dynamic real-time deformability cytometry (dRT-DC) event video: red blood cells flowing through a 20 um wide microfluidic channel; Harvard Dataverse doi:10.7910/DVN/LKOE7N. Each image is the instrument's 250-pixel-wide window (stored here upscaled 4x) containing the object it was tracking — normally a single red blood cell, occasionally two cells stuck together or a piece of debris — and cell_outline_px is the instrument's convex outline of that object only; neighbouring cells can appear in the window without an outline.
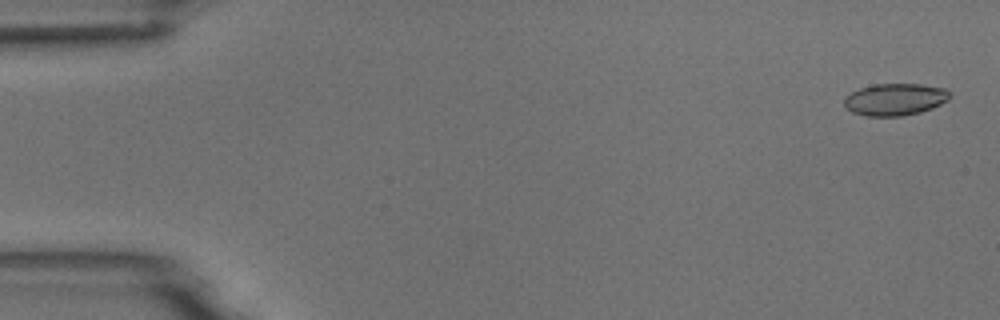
{"species": "common noctule bat (a hibernating species)", "species_latin": "Nyctalus noctula", "temperature_condition": "room temperature", "stored_images_in_passage": 54, "camera_frame_rate_fps": 3000, "um_per_image_px": 0.085, "animal": {"sex": "male", "body_mass_g": 18.8}, "frame": {"image": 1, "passage_image": 2, "time_ms": 0.333, "image_size_px": [1000, 320], "cell_outline_px": [[952, 96], [948, 100], [932, 108], [920, 112], [900, 116], [868, 116], [852, 112], [844, 104], [844, 100], [852, 92], [860, 88], [872, 84], [920, 84], [944, 88]], "centroid_in_image_um": [76.09, 8.45], "position_along_channel_um": 8.9, "area_um2": 19.54}}
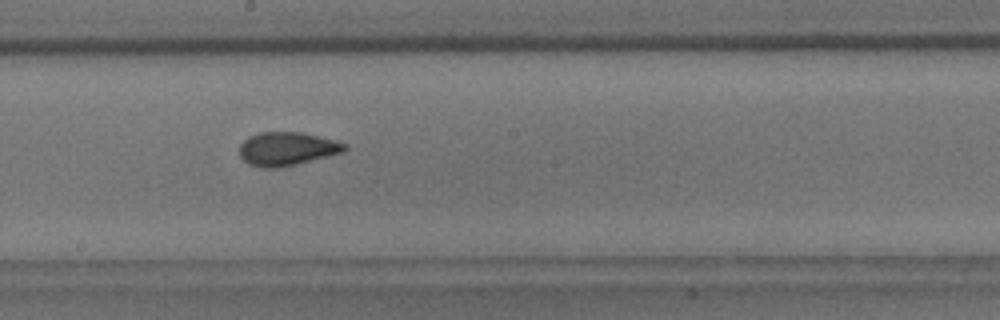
{"frame": {"image": 2, "passage_image": 30, "time_ms": 9.667, "image_size_px": [1000, 320], "cell_outline_px": [[348, 148], [344, 152], [296, 164], [276, 168], [264, 168], [248, 164], [240, 156], [240, 144], [248, 136], [260, 132], [300, 132], [348, 144]], "centroid_in_image_um": [24.37, 12.65], "position_along_channel_um": 223.8, "area_um2": 20.4}}
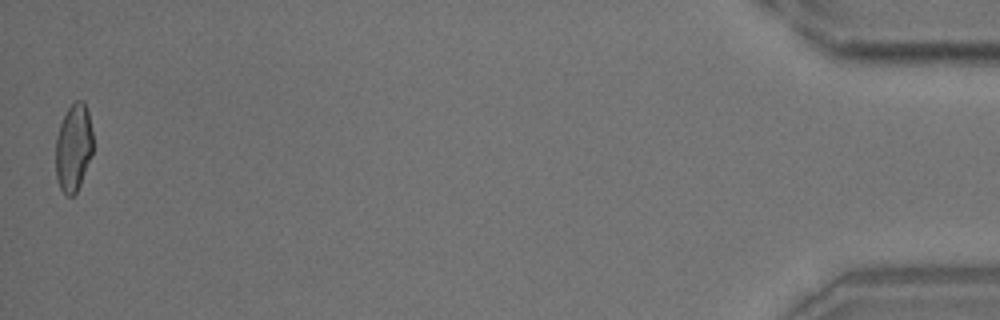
{"frame": {"image": 3, "passage_image": 54, "time_ms": 17.667, "image_size_px": [1000, 320], "cell_outline_px": [[92, 152], [80, 184], [76, 192], [72, 196], [68, 196], [60, 188], [56, 176], [56, 136], [60, 124], [68, 108], [76, 100], [84, 100], [88, 112], [92, 132]], "centroid_in_image_um": [6.24, 12.52], "position_along_channel_um": 429.0, "area_um2": 18.79}, "authors_computed_cell_mechanics": {"area_um2": 19.9121, "velocity_mm_per_s": 3.7289, "shape_relaxation_time_tau1_ms": 10.4374, "shape_relaxation_time_tau2_ms": 1.5361, "deformation_change_tau1": 0.2092, "deformation_change_tau2": 0.0782}}